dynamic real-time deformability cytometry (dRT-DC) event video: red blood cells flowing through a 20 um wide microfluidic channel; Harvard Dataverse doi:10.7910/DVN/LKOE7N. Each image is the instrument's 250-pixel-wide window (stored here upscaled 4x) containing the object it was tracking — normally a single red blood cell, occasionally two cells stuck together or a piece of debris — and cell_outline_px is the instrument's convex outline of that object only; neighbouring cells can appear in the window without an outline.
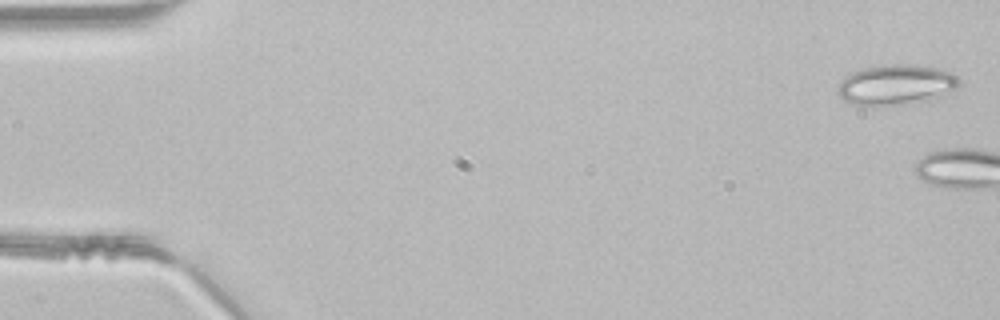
{"species": "common noctule bat (a hibernating species)", "species_latin": "Nyctalus noctula", "temperature_condition": "room temperature", "stored_images_in_passage": 5, "camera_frame_rate_fps": 3000, "um_per_image_px": 0.085, "animal": {"sex": "male", "body_mass_g": 21.5, "forearm_length_mm": 52.0}, "frame": {"image": 1, "passage_image": 2, "time_ms": 0.333, "image_size_px": [1000, 320], "cell_outline_px": [[960, 84], [940, 96], [928, 100], [912, 104], [856, 104], [844, 100], [836, 92], [840, 84], [852, 72], [864, 68], [884, 64], [916, 64], [936, 68], [948, 72], [956, 76], [960, 80]], "centroid_in_image_um": [76.18, 7.18], "position_along_channel_um": 8.8, "area_um2": 27.92}}